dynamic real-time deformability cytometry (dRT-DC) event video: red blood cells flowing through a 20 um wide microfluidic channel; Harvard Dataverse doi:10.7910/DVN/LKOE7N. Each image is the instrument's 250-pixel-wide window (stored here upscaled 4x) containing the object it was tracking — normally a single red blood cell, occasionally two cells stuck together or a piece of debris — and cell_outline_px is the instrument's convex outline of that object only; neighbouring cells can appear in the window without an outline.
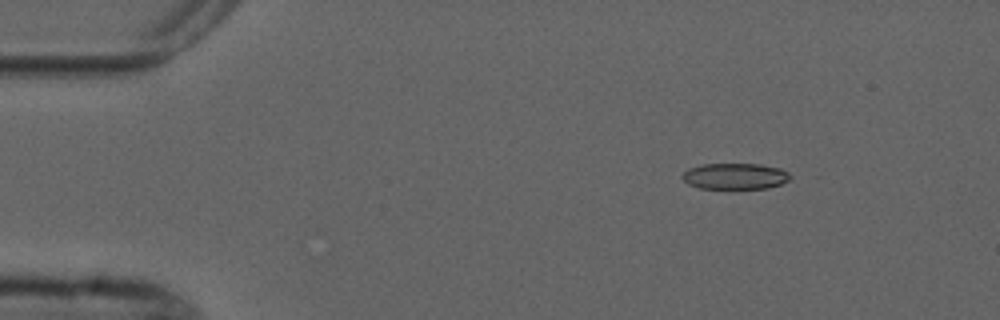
{"species": "common noctule bat (a hibernating species)", "species_latin": "Nyctalus noctula", "temperature_condition": "cold", "stored_images_in_passage": 4, "camera_frame_rate_fps": 3000, "um_per_image_px": 0.085, "animal": {"sex": "male", "forearm_length_mm": 52.5}, "frame": {"image": 1, "passage_image": 3, "time_ms": 2.333, "image_size_px": [1000, 320], "cell_outline_px": [[792, 176], [788, 180], [780, 184], [768, 188], [700, 188], [688, 184], [680, 176], [688, 168], [704, 164], [760, 164], [780, 168], [788, 172]], "centroid_in_image_um": [62.47, 14.97], "position_along_channel_um": 22.5, "area_um2": 16.36}}